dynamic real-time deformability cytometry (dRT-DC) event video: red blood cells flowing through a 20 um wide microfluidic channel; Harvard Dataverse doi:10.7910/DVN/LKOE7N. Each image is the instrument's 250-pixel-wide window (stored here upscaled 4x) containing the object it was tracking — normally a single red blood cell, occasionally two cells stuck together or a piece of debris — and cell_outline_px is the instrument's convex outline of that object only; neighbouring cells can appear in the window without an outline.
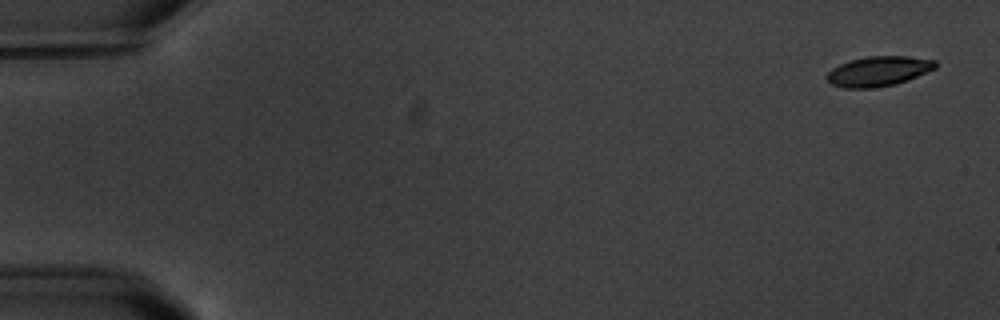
{"species": "common noctule bat (a hibernating species)", "species_latin": "Nyctalus noctula", "temperature_condition": "warm", "stored_images_in_passage": 3, "camera_frame_rate_fps": 3000, "um_per_image_px": 0.085, "animal": {"sex": "male", "body_mass_g": 20.1, "forearm_length_mm": 53.5}, "frame": {"image": 1, "passage_image": 1, "time_ms": 0.0, "image_size_px": [1000, 320], "cell_outline_px": [[936, 68], [916, 76], [892, 84], [868, 88], [844, 88], [832, 84], [824, 76], [832, 68], [840, 64], [852, 60], [868, 56], [908, 56], [936, 60]], "centroid_in_image_um": [74.64, 6.04], "position_along_channel_um": 10.4, "area_um2": 18.55}}